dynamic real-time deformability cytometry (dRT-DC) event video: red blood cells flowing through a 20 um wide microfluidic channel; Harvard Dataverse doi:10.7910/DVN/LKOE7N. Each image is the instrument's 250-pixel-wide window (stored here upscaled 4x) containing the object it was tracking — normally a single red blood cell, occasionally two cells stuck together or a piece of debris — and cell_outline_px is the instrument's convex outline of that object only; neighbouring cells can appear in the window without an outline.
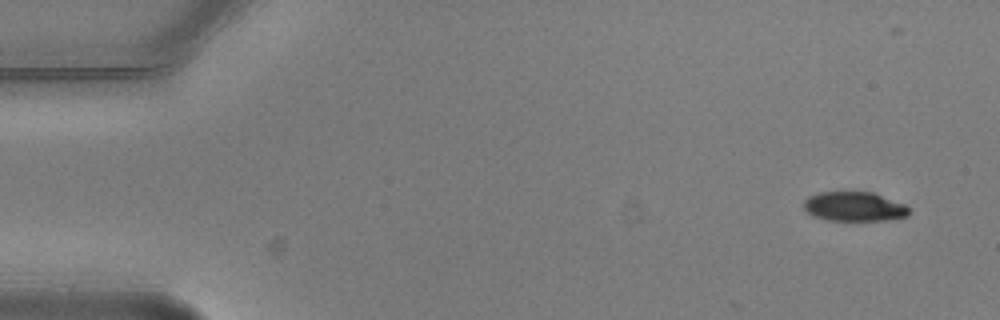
{"species": "common noctule bat (a hibernating species)", "species_latin": "Nyctalus noctula", "temperature_condition": "warm", "stored_images_in_passage": 4, "camera_frame_rate_fps": 3000, "um_per_image_px": 0.085, "animal": {"sex": "male", "body_mass_g": 20.5, "forearm_length_mm": 52.5}, "frame": {"image": 1, "passage_image": 1, "time_ms": 0.0, "image_size_px": [1000, 320], "cell_outline_px": [[908, 216], [888, 220], [828, 220], [816, 216], [808, 212], [804, 208], [804, 200], [808, 196], [820, 192], [872, 192], [904, 204], [908, 208]], "centroid_in_image_um": [72.6, 17.55], "position_along_channel_um": 12.4, "area_um2": 17.8}}
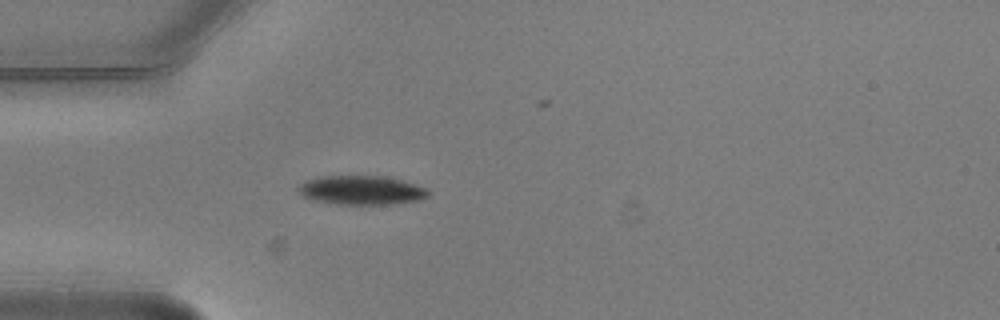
{"frame": {"image": 2, "passage_image": 4, "time_ms": 1.0, "image_size_px": [1000, 320], "cell_outline_px": [[428, 196], [416, 200], [392, 204], [336, 204], [316, 200], [300, 196], [296, 188], [304, 180], [320, 176], [384, 176], [400, 180], [428, 188]], "centroid_in_image_um": [30.65, 16.16], "position_along_channel_um": 54.3, "area_um2": 21.96}}